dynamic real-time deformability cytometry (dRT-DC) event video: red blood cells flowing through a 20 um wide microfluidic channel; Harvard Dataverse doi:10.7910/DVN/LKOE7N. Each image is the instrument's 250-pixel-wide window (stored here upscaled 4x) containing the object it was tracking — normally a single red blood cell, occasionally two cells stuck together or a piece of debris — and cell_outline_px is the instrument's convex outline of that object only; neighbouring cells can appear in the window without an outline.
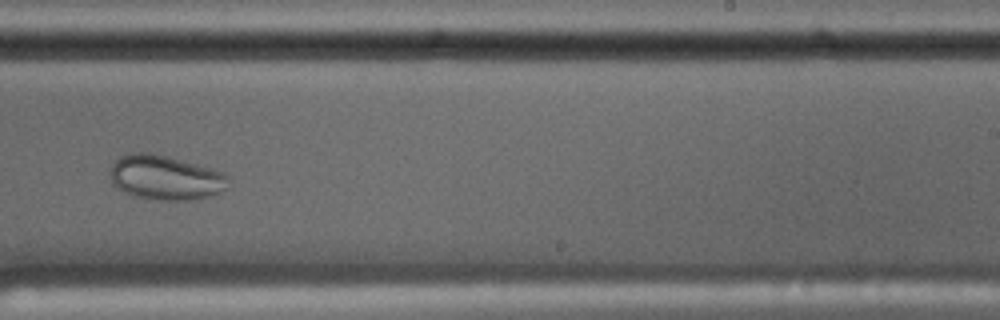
{"species": "common noctule bat (a hibernating species)", "species_latin": "Nyctalus noctula", "temperature_condition": "cold", "stored_images_in_passage": 11, "camera_frame_rate_fps": 3000, "um_per_image_px": 0.085, "animal": {"sex": "male", "body_mass_g": 17.5, "forearm_length_mm": 52.3}, "frame": {"image": 1, "passage_image": 10, "time_ms": 11.333, "image_size_px": [1000, 320], "cell_outline_px": [[228, 176], [224, 188], [220, 192], [208, 196], [192, 200], [156, 200], [132, 196], [124, 192], [112, 184], [108, 180], [108, 172], [112, 160], [120, 156], [132, 152], [148, 152], [212, 168], [224, 172]], "centroid_in_image_um": [13.95, 15.09], "position_along_channel_um": 275.1, "area_um2": 30.98}}